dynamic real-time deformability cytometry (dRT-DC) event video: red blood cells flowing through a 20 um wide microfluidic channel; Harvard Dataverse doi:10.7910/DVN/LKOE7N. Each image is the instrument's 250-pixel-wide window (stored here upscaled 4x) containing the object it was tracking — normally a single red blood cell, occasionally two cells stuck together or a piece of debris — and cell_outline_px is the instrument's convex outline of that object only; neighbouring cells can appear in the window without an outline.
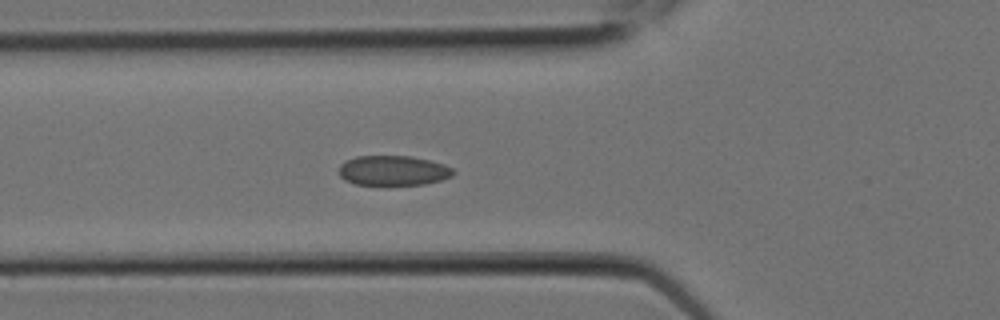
{"species": "Egyptian fruit bat (a non-hibernating species)", "species_latin": "Rousettus aegyptiacus", "temperature_condition": "room temperature", "stored_images_in_passage": 7, "camera_frame_rate_fps": 3000, "um_per_image_px": 0.085, "animal": {"sex": "female"}, "frame": {"image": 1, "passage_image": 7, "time_ms": 2.0, "image_size_px": [1000, 320], "cell_outline_px": [[456, 172], [452, 176], [440, 180], [424, 184], [356, 184], [344, 180], [340, 176], [340, 164], [356, 156], [412, 156], [444, 164], [452, 168]], "centroid_in_image_um": [33.43, 14.49], "position_along_channel_um": 92.4, "area_um2": 19.71}}